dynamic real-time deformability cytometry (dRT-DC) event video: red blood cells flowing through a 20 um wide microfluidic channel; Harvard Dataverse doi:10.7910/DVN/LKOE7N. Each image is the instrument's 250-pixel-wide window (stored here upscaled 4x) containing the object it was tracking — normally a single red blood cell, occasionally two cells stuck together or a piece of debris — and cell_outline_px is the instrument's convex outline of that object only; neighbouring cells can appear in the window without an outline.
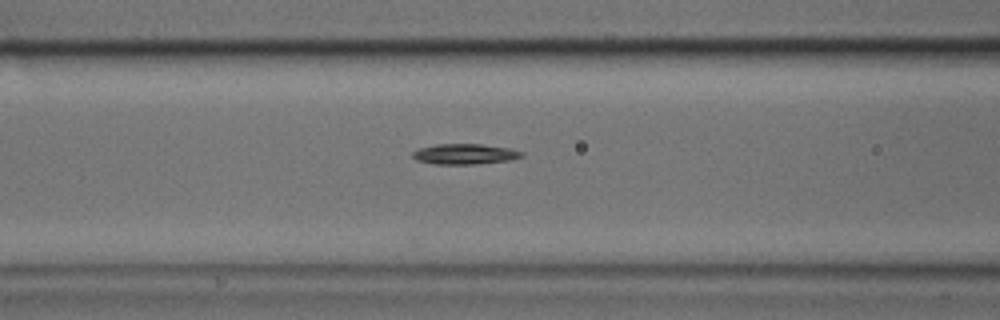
{"species": "common noctule bat (a hibernating species)", "species_latin": "Nyctalus noctula", "temperature_condition": "cold", "stored_images_in_passage": 33, "camera_frame_rate_fps": 3000, "um_per_image_px": 0.085, "animal": {"sex": "male", "body_mass_g": 17.9, "forearm_length_mm": 54.2}, "frame": {"image": 1, "passage_image": 8, "time_ms": 2.333, "image_size_px": [1000, 320], "cell_outline_px": [[524, 156], [512, 160], [476, 164], [432, 164], [416, 160], [412, 156], [412, 152], [420, 148], [436, 144], [480, 144], [508, 148], [524, 152]], "centroid_in_image_um": [39.51, 13.1], "position_along_channel_um": 127.1, "area_um2": 13.06}}
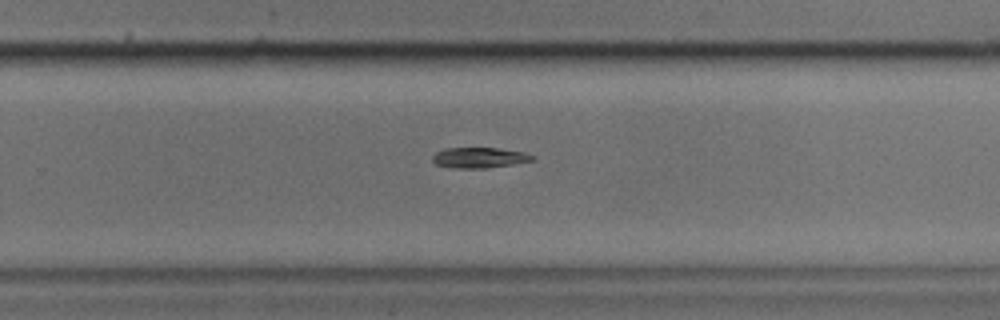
{"frame": {"image": 2, "passage_image": 20, "time_ms": 6.333, "image_size_px": [1000, 320], "cell_outline_px": [[536, 156], [532, 160], [512, 164], [484, 168], [452, 168], [436, 164], [432, 160], [432, 156], [436, 152], [444, 148], [500, 148], [524, 152]], "centroid_in_image_um": [40.72, 13.39], "position_along_channel_um": 289.1, "area_um2": 11.91}}
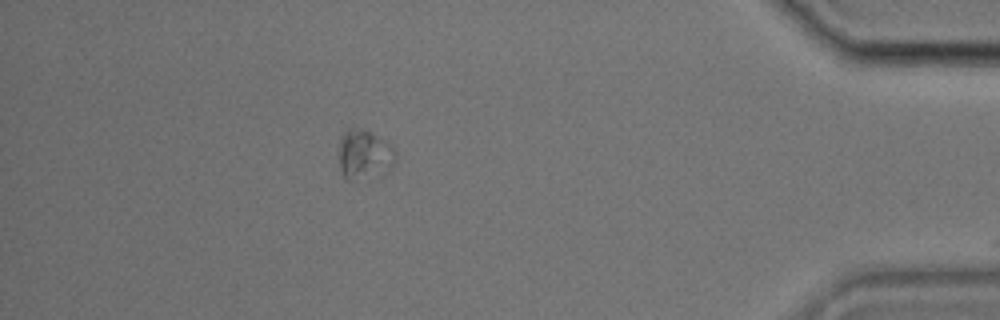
{"frame": {"image": 3, "passage_image": 32, "time_ms": 10.333, "image_size_px": [1000, 320], "cell_outline_px": [[396, 160], [392, 164], [352, 180], [348, 180], [344, 176], [340, 168], [340, 136], [348, 128], [360, 128], [392, 144], [396, 156]], "centroid_in_image_um": [30.91, 13.03], "position_along_channel_um": 404.3, "area_um2": 15.2}}